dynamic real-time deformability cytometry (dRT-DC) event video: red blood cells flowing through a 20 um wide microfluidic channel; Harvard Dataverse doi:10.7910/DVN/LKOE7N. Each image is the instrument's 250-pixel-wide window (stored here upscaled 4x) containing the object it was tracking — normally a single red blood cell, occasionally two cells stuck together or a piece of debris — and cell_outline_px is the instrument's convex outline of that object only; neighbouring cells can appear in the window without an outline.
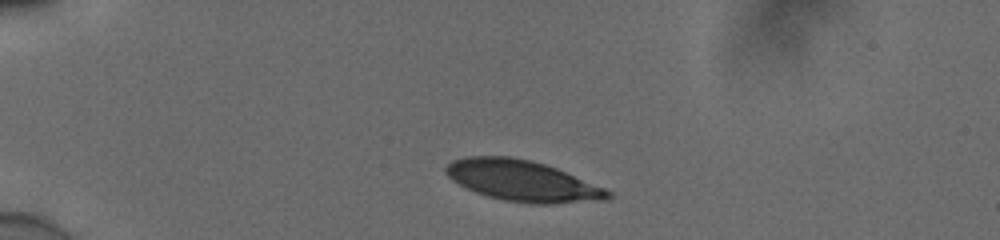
{"species": "human", "species_latin": "Homo sapiens", "temperature_condition": "cold", "stored_images_in_passage": 42, "camera_frame_rate_fps": 3000, "um_per_image_px": 0.085, "donor": {"sex": "male"}, "frame": {"image": 1, "passage_image": 1, "time_ms": 0.0, "image_size_px": [1000, 240], "cell_outline_px": [[612, 196], [608, 200], [552, 204], [532, 204], [504, 200], [488, 196], [476, 192], [452, 180], [444, 172], [444, 168], [452, 160], [464, 156], [508, 156], [528, 160], [544, 164], [556, 168], [604, 188], [612, 192]], "centroid_in_image_um": [44.4, 15.37], "position_along_channel_um": 40.6, "area_um2": 38.49}}
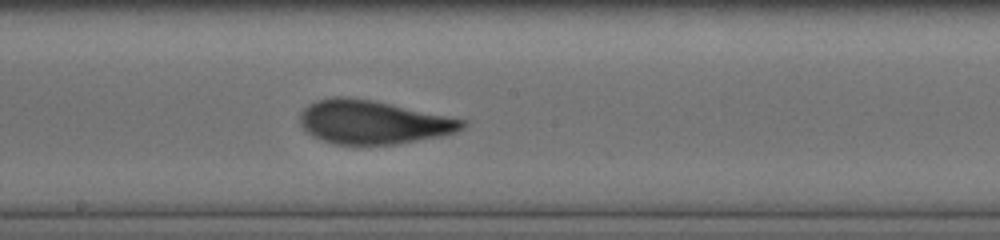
{"frame": {"image": 2, "passage_image": 19, "time_ms": 6.0, "image_size_px": [1000, 240], "cell_outline_px": [[468, 124], [464, 128], [456, 132], [440, 136], [396, 144], [336, 144], [320, 140], [312, 136], [300, 124], [300, 112], [308, 104], [316, 100], [332, 96], [344, 96], [372, 100], [468, 120]], "centroid_in_image_um": [31.7, 10.37], "position_along_channel_um": 216.5, "area_um2": 41.33}}
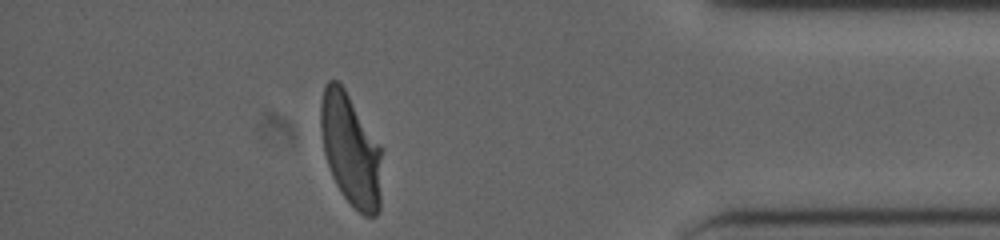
{"frame": {"image": 3, "passage_image": 36, "time_ms": 11.667, "image_size_px": [1000, 240], "cell_outline_px": [[380, 208], [376, 216], [364, 216], [352, 208], [336, 184], [332, 176], [324, 152], [320, 128], [320, 104], [324, 88], [328, 80], [336, 80], [344, 88], [380, 144]], "centroid_in_image_um": [29.79, 12.75], "position_along_channel_um": 405.4, "area_um2": 39.77}, "authors_computed_cell_mechanics": {"area_um2": 41.1536, "velocity_mm_per_s": 3.8683, "shape_relaxation_time_tau1_ms": 5.0964, "shape_relaxation_time_tau2_ms": 0.8669, "deformation_change_tau1": 0.1802, "deformation_change_tau2": 0.0768}}